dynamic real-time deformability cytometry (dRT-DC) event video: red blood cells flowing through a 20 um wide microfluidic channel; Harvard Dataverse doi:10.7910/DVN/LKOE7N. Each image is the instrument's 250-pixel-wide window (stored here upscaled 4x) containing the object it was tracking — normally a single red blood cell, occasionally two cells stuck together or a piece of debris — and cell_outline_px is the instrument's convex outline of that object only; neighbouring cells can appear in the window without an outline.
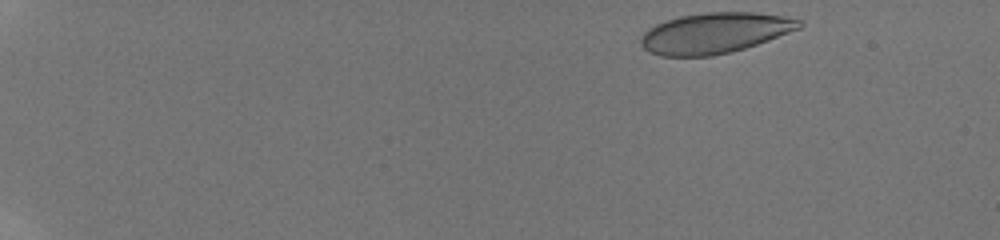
{"species": "human", "species_latin": "Homo sapiens", "temperature_condition": "room temperature", "stored_images_in_passage": 37, "camera_frame_rate_fps": 3000, "um_per_image_px": 0.085, "donor": {"sex": "male"}, "frame": {"image": 1, "passage_image": 1, "time_ms": 0.0, "image_size_px": [1000, 240], "cell_outline_px": [[804, 24], [800, 28], [768, 40], [744, 48], [712, 56], [660, 56], [648, 52], [640, 44], [640, 36], [648, 28], [656, 24], [680, 16], [704, 12], [756, 12], [780, 16], [800, 20]], "centroid_in_image_um": [60.71, 2.81], "position_along_channel_um": 24.3, "area_um2": 37.34}}
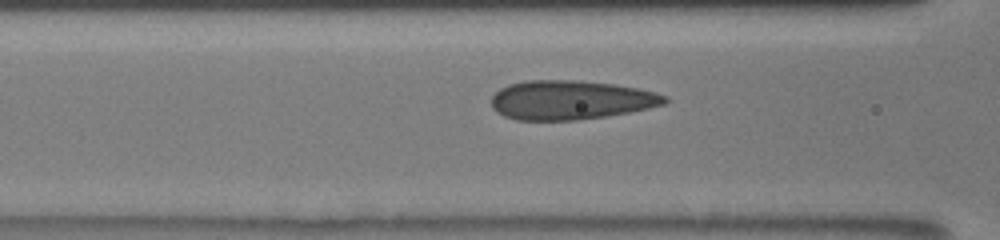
{"frame": {"image": 2, "passage_image": 17, "time_ms": 6.333, "image_size_px": [1000, 240], "cell_outline_px": [[668, 100], [664, 104], [648, 108], [608, 116], [576, 120], [516, 120], [504, 116], [496, 112], [492, 108], [492, 96], [500, 88], [508, 84], [524, 80], [576, 80], [616, 84], [656, 92], [668, 96]], "centroid_in_image_um": [48.49, 8.49], "position_along_channel_um": 118.1, "area_um2": 39.77}}
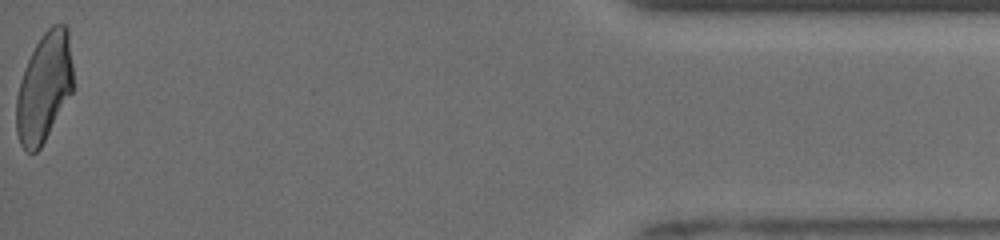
{"frame": {"image": 3, "passage_image": 37, "time_ms": 16.0, "image_size_px": [1000, 240], "cell_outline_px": [[72, 92], [40, 148], [36, 152], [28, 152], [20, 144], [16, 132], [16, 96], [20, 80], [24, 68], [36, 44], [44, 32], [52, 24], [64, 24], [68, 28], [72, 64]], "centroid_in_image_um": [3.74, 7.42], "position_along_channel_um": 431.5, "area_um2": 35.89}, "authors_computed_cell_mechanics": {"area_um2": 38.2058, "velocity_mm_per_s": 3.9328, "shape_relaxation_time_tau1_ms": null, "shape_relaxation_time_tau2_ms": 0.725, "deformation_change_tau1": null, "deformation_change_tau2": 0.0768}}